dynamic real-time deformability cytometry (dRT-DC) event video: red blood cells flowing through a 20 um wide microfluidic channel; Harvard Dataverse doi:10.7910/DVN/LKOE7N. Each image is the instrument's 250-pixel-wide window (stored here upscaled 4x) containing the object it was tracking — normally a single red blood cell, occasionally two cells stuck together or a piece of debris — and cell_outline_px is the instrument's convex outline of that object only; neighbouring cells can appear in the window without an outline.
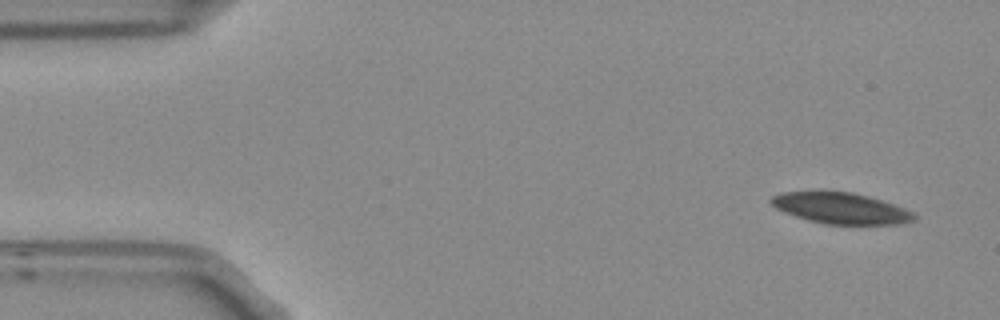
{"species": "Egyptian fruit bat (a non-hibernating species)", "species_latin": "Rousettus aegyptiacus", "temperature_condition": "room temperature", "stored_images_in_passage": 4, "segment_of_instrument_passage": [2, 2], "camera_frame_rate_fps": 3000, "um_per_image_px": 0.085, "frame": {"image": 1, "passage_image": 4, "time_ms": 1.0, "image_size_px": [1000, 320], "cell_outline_px": [[916, 220], [900, 224], [824, 224], [808, 220], [784, 212], [776, 208], [768, 200], [772, 196], [780, 192], [820, 188], [824, 188], [852, 192], [868, 196], [904, 208], [912, 212], [916, 216]], "centroid_in_image_um": [71.38, 17.64], "position_along_channel_um": 13.6, "area_um2": 26.7}}